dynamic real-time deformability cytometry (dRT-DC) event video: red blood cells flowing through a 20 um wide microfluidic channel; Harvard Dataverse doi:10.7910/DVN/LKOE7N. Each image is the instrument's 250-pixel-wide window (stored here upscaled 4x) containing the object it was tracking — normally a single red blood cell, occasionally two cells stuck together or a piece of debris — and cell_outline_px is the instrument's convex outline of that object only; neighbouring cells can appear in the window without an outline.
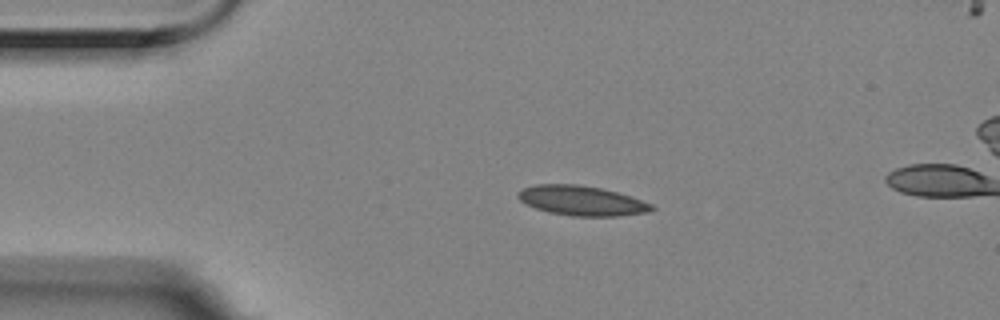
{"species": "Egyptian fruit bat (a non-hibernating species)", "species_latin": "Rousettus aegyptiacus", "temperature_condition": "room temperature", "stored_images_in_passage": 6, "camera_frame_rate_fps": 3000, "um_per_image_px": 0.085, "animal": {"sex": "female"}, "frame": {"image": 1, "passage_image": 1, "time_ms": 0.0, "image_size_px": [1000, 320], "cell_outline_px": [[656, 208], [644, 212], [620, 216], [572, 216], [548, 212], [536, 208], [520, 200], [516, 196], [516, 192], [524, 188], [536, 184], [576, 184], [600, 188], [616, 192], [652, 204]], "centroid_in_image_um": [49.39, 17.05], "position_along_channel_um": 35.6, "area_um2": 22.89}}